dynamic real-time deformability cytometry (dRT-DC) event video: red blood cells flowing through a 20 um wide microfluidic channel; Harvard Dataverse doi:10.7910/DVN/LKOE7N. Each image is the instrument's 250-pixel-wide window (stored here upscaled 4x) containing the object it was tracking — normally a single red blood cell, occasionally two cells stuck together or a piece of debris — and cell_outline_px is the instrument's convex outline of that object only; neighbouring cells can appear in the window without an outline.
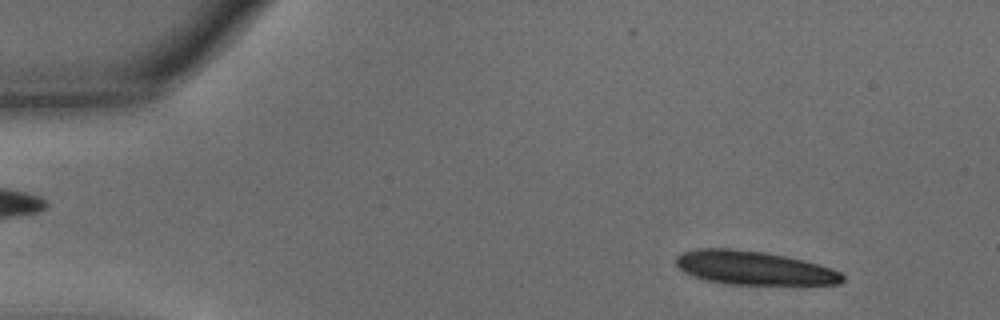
{"species": "common noctule bat (a hibernating species)", "species_latin": "Nyctalus noctula", "temperature_condition": "warm", "stored_images_in_passage": 17, "camera_frame_rate_fps": 3000, "um_per_image_px": 0.085, "animal": {"sex": "male", "body_mass_g": 15.6}, "frame": {"image": 1, "passage_image": 6, "time_ms": 1.667, "image_size_px": [1000, 320], "cell_outline_px": [[844, 280], [840, 284], [728, 284], [704, 280], [692, 276], [684, 272], [676, 264], [676, 256], [684, 252], [696, 248], [728, 248], [764, 252], [804, 260], [832, 268], [840, 272], [844, 276]], "centroid_in_image_um": [64.06, 22.77], "position_along_channel_um": 20.9, "area_um2": 32.66}}